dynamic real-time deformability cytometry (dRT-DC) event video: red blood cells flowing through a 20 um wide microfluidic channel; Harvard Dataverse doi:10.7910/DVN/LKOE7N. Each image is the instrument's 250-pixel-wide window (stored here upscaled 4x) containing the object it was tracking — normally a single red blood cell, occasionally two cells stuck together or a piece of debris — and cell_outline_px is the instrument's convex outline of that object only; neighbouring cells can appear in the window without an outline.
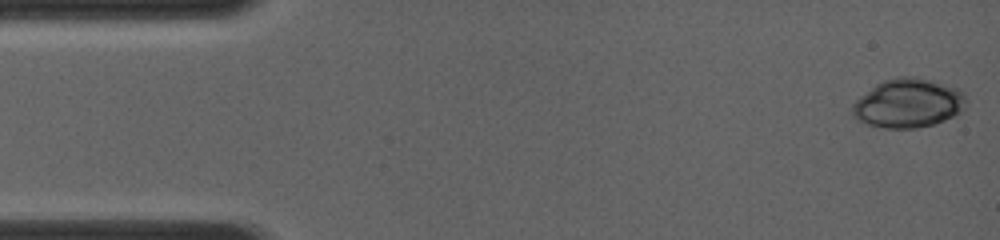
{"species": "common noctule bat (a hibernating species)", "species_latin": "Nyctalus noctula", "temperature_condition": "room temperature", "stored_images_in_passage": 13, "camera_frame_rate_fps": 4000, "um_per_image_px": 0.085, "animal": {"sex": "female", "body_mass_g": 19.0, "forearm_length_mm": 56.7}, "frame": {"image": 1, "passage_image": 1, "time_ms": 0.0, "image_size_px": [1000, 240], "cell_outline_px": [[964, 108], [960, 112], [936, 124], [916, 128], [884, 128], [868, 124], [856, 120], [852, 116], [852, 104], [860, 96], [876, 84], [884, 80], [896, 76], [916, 76], [936, 80], [956, 88], [964, 92]], "centroid_in_image_um": [77.18, 8.76], "position_along_channel_um": 7.8, "area_um2": 32.71}}
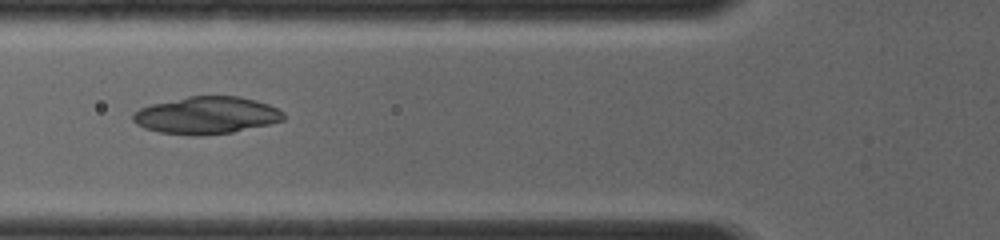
{"frame": {"image": 2, "passage_image": 8, "time_ms": 4.75, "image_size_px": [1000, 240], "cell_outline_px": [[284, 120], [268, 124], [232, 132], [200, 136], [192, 136], [160, 132], [144, 128], [136, 124], [132, 120], [132, 112], [140, 108], [152, 104], [188, 96], [240, 96], [256, 100], [268, 104], [284, 112]], "centroid_in_image_um": [17.52, 9.8], "position_along_channel_um": 108.3, "area_um2": 32.77}}
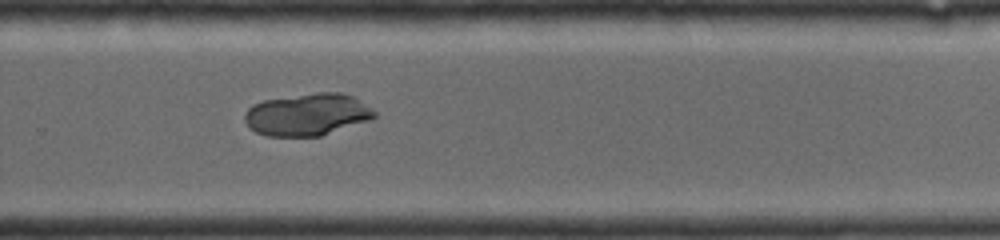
{"frame": {"image": 3, "passage_image": 13, "time_ms": 9.0, "image_size_px": [1000, 240], "cell_outline_px": [[376, 116], [372, 120], [320, 136], [268, 136], [256, 132], [248, 128], [244, 120], [244, 112], [252, 104], [264, 100], [320, 92], [340, 92], [352, 96], [372, 108], [376, 112]], "centroid_in_image_um": [26.12, 9.74], "position_along_channel_um": 303.7, "area_um2": 32.02}}